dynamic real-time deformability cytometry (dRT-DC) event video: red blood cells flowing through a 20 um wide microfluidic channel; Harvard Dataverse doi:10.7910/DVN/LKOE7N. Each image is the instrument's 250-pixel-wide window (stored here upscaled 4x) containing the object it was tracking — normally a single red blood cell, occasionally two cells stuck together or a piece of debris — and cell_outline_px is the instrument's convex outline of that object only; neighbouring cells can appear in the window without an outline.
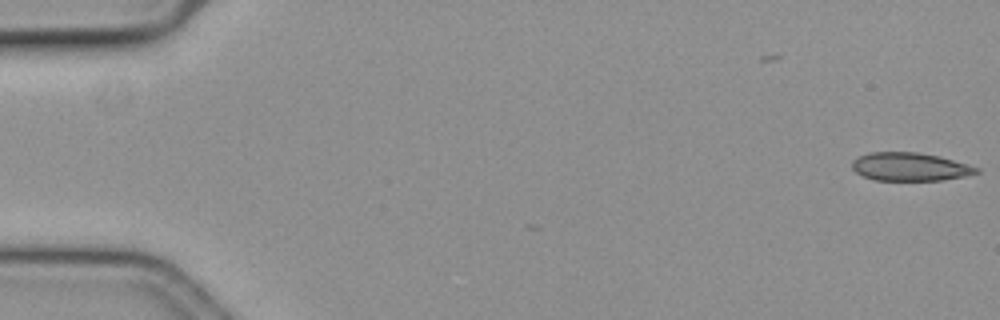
{"species": "common noctule bat (a hibernating species)", "species_latin": "Nyctalus noctula", "temperature_condition": "cold", "stored_images_in_passage": 3, "camera_frame_rate_fps": 3000, "um_per_image_px": 0.085, "animal": {"sex": "female", "body_mass_g": 19.3, "forearm_length_mm": 54.1}, "frame": {"image": 1, "passage_image": 3, "time_ms": 0.667, "image_size_px": [1000, 320], "cell_outline_px": [[980, 172], [964, 176], [940, 180], [872, 180], [856, 172], [852, 168], [852, 160], [860, 156], [872, 152], [916, 152], [940, 156], [968, 164], [980, 168]], "centroid_in_image_um": [77.35, 14.17], "position_along_channel_um": 7.6, "area_um2": 20.4}}